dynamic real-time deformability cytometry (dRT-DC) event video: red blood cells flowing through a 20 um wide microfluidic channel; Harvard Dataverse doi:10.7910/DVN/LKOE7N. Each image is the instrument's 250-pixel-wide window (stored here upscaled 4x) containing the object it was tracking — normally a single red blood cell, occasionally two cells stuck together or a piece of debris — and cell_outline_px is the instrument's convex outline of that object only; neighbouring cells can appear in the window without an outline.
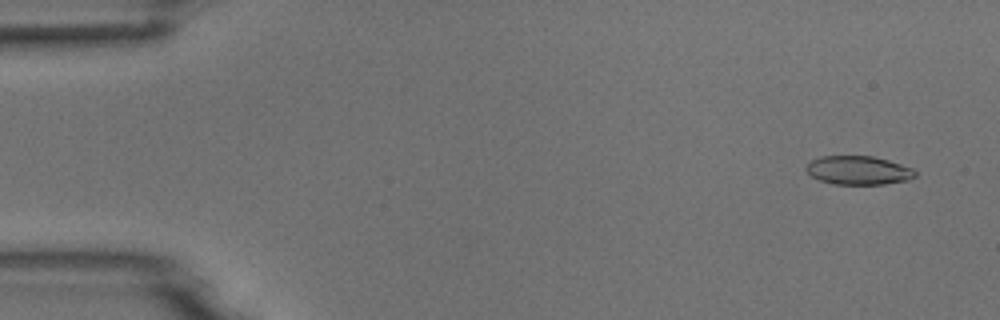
{"species": "common noctule bat (a hibernating species)", "species_latin": "Nyctalus noctula", "temperature_condition": "room temperature", "stored_images_in_passage": 6, "camera_frame_rate_fps": 3000, "um_per_image_px": 0.085, "animal": {"sex": "male", "body_mass_g": 18.8}, "frame": {"image": 1, "passage_image": 1, "time_ms": 0.0, "image_size_px": [1000, 320], "cell_outline_px": [[916, 176], [908, 180], [884, 184], [832, 184], [820, 180], [812, 176], [804, 168], [812, 160], [820, 156], [872, 156], [888, 160], [912, 168], [916, 172]], "centroid_in_image_um": [72.96, 14.48], "position_along_channel_um": 12.0, "area_um2": 18.15}}
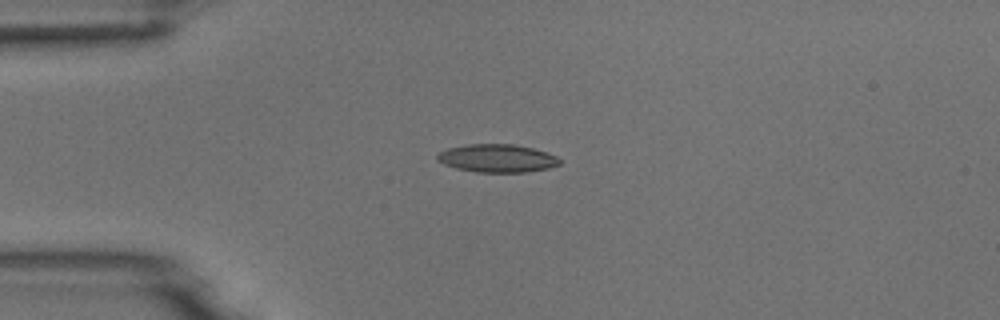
{"frame": {"image": 2, "passage_image": 4, "time_ms": 3.333, "image_size_px": [1000, 320], "cell_outline_px": [[560, 164], [548, 168], [524, 172], [476, 172], [456, 168], [444, 164], [436, 160], [436, 156], [440, 152], [448, 148], [468, 144], [512, 144], [532, 148], [556, 156], [560, 160]], "centroid_in_image_um": [42.22, 13.45], "position_along_channel_um": 42.8, "area_um2": 19.83}}